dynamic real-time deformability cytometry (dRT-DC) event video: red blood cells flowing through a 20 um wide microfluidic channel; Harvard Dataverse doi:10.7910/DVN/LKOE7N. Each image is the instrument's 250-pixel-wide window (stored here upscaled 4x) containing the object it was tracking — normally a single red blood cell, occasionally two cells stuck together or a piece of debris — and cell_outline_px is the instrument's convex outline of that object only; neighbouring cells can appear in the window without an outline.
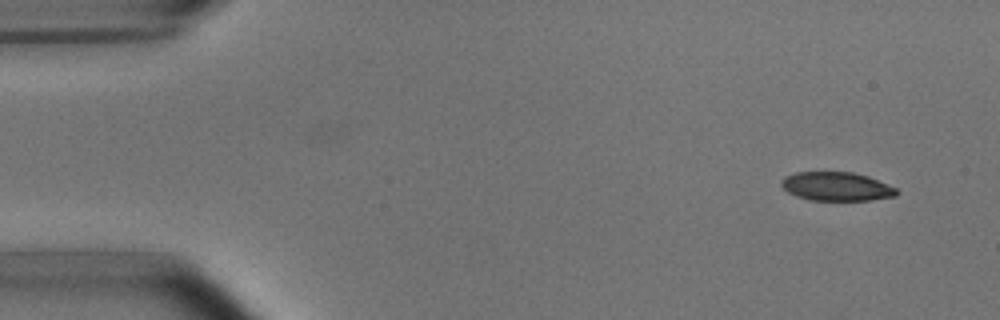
{"species": "common noctule bat (a hibernating species)", "species_latin": "Nyctalus noctula", "temperature_condition": "room temperature", "stored_images_in_passage": 4, "camera_frame_rate_fps": 3000, "um_per_image_px": 0.085, "animal": {"sex": "male", "body_mass_g": 15.6}, "frame": {"image": 1, "passage_image": 1, "time_ms": 0.0, "image_size_px": [1000, 320], "cell_outline_px": [[900, 192], [896, 196], [872, 200], [808, 200], [796, 196], [788, 192], [780, 184], [780, 180], [784, 176], [796, 172], [852, 172], [868, 176], [896, 188]], "centroid_in_image_um": [71.09, 15.85], "position_along_channel_um": 13.9, "area_um2": 19.42}}
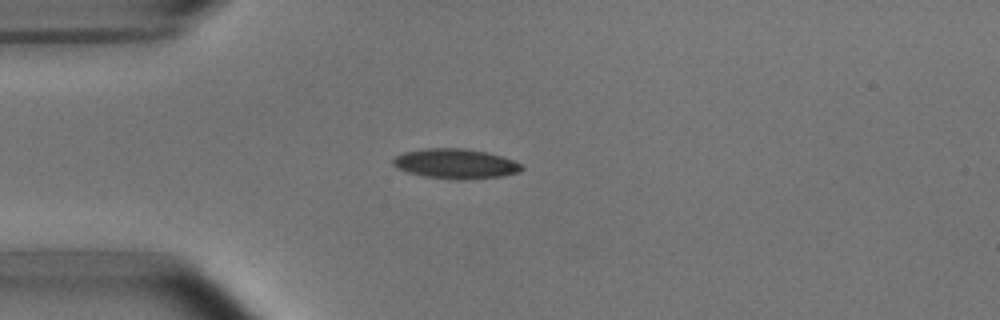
{"frame": {"image": 2, "passage_image": 4, "time_ms": 3.333, "image_size_px": [1000, 320], "cell_outline_px": [[524, 168], [520, 172], [500, 176], [464, 180], [424, 176], [408, 172], [396, 168], [392, 164], [392, 160], [396, 156], [404, 152], [424, 148], [464, 148], [488, 152], [512, 160], [520, 164]], "centroid_in_image_um": [38.7, 13.91], "position_along_channel_um": 46.3, "area_um2": 22.31}}